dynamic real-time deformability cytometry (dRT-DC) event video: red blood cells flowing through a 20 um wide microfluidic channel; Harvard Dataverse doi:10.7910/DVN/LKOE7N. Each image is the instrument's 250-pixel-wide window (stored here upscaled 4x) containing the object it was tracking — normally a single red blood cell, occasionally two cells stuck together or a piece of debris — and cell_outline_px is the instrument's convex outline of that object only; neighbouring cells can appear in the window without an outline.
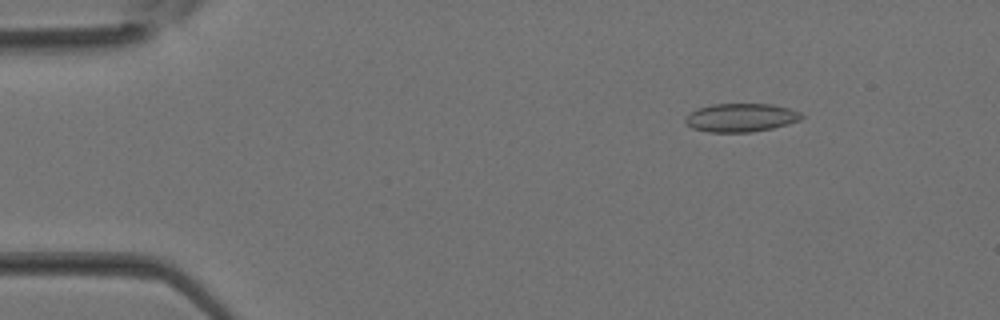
{"species": "Egyptian fruit bat (a non-hibernating species)", "species_latin": "Rousettus aegyptiacus", "temperature_condition": "room temperature", "stored_images_in_passage": 8, "camera_frame_rate_fps": 3000, "um_per_image_px": 0.085, "animal": {"sex": "female"}, "frame": {"image": 1, "passage_image": 1, "time_ms": 0.0, "image_size_px": [1000, 320], "cell_outline_px": [[804, 116], [800, 120], [788, 124], [772, 128], [752, 132], [708, 132], [692, 128], [684, 120], [684, 116], [700, 108], [712, 104], [772, 104], [792, 108], [800, 112]], "centroid_in_image_um": [63.01, 9.99], "position_along_channel_um": 22.0, "area_um2": 19.31}}
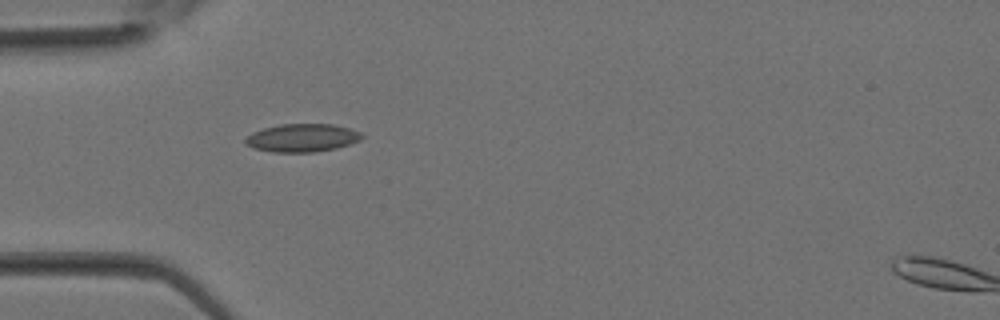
{"frame": {"image": 2, "passage_image": 7, "time_ms": 2.0, "image_size_px": [1000, 320], "cell_outline_px": [[364, 136], [360, 140], [336, 148], [312, 152], [272, 152], [252, 148], [244, 140], [252, 132], [264, 128], [280, 124], [332, 124], [352, 128], [360, 132]], "centroid_in_image_um": [25.7, 11.71], "position_along_channel_um": 59.3, "area_um2": 19.02}}